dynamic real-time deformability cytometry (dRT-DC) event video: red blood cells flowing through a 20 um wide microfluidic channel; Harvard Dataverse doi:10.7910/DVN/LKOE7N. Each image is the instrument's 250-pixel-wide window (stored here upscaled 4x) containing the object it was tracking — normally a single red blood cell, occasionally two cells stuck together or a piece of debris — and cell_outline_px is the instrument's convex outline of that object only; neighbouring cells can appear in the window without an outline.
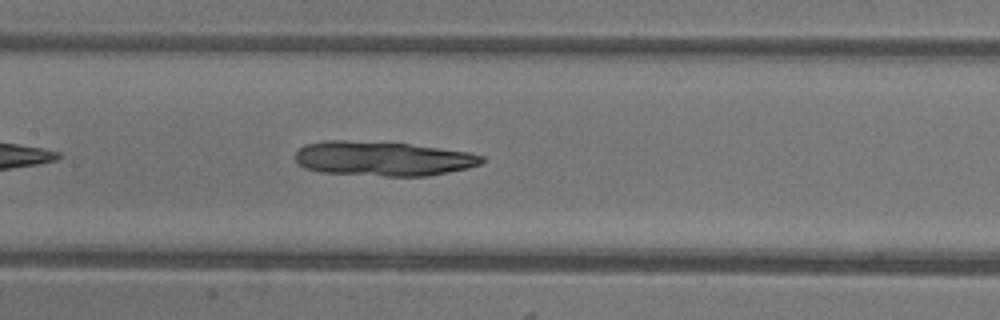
{"species": "common noctule bat (a hibernating species)", "species_latin": "Nyctalus noctula", "temperature_condition": "warm", "stored_images_in_passage": 32, "camera_frame_rate_fps": 3000, "um_per_image_px": 0.085, "animal": {"sex": "female"}, "frame": {"image": 1, "passage_image": 11, "time_ms": 3.333, "image_size_px": [1000, 320], "cell_outline_px": [[484, 160], [480, 164], [468, 168], [428, 176], [384, 176], [320, 172], [304, 168], [296, 160], [296, 152], [304, 144], [324, 140], [348, 140], [408, 144], [468, 152], [484, 156]], "centroid_in_image_um": [32.52, 13.48], "position_along_channel_um": 174.9, "area_um2": 37.45}}
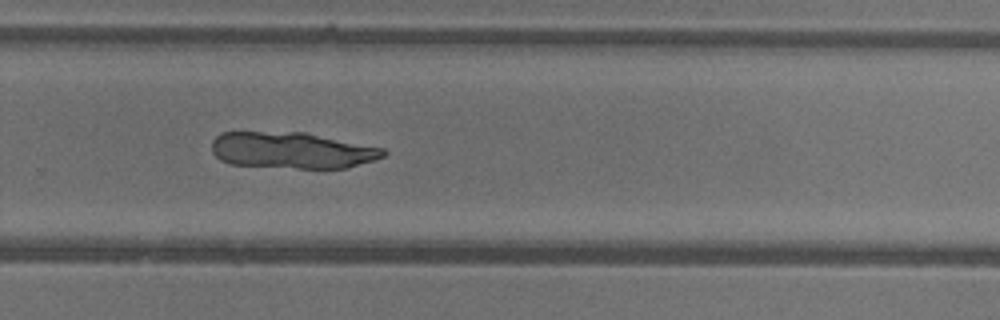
{"frame": {"image": 2, "passage_image": 21, "time_ms": 6.667, "image_size_px": [1000, 320], "cell_outline_px": [[388, 152], [384, 156], [376, 160], [348, 168], [300, 168], [228, 164], [220, 160], [212, 152], [212, 140], [220, 132], [304, 132], [384, 148]], "centroid_in_image_um": [24.82, 12.78], "position_along_channel_um": 305.0, "area_um2": 36.53}}
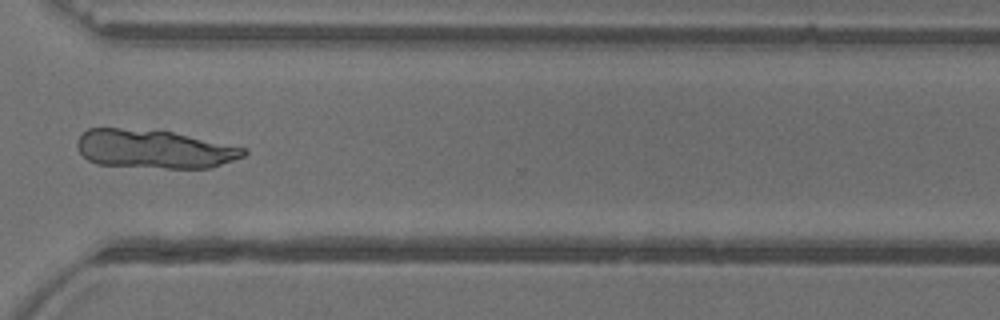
{"frame": {"image": 3, "passage_image": 25, "time_ms": 8.0, "image_size_px": [1000, 320], "cell_outline_px": [[248, 152], [244, 156], [212, 168], [168, 168], [96, 164], [88, 160], [80, 152], [76, 144], [76, 140], [88, 128], [120, 128], [172, 132], [248, 148]], "centroid_in_image_um": [13.12, 12.67], "position_along_channel_um": 357.5, "area_um2": 37.4}}